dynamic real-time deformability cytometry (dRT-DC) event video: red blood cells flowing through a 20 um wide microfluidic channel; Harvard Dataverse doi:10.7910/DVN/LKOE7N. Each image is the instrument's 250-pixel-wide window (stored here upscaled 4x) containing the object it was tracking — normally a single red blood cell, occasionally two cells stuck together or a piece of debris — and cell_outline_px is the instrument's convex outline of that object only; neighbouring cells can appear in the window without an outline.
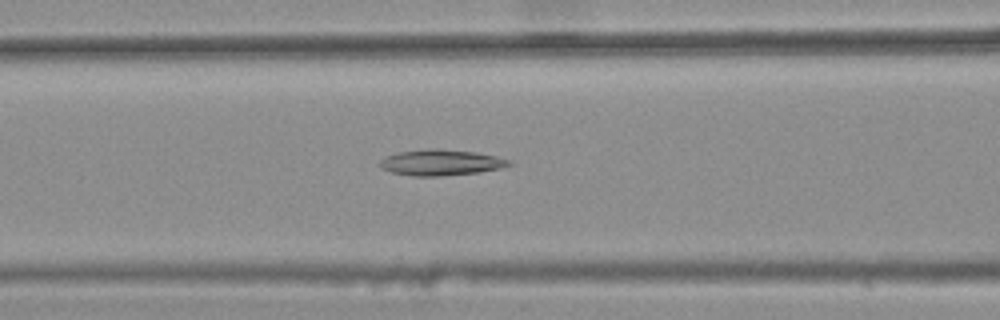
{"species": "common noctule bat (a hibernating species)", "species_latin": "Nyctalus noctula", "temperature_condition": "warm", "stored_images_in_passage": 31, "camera_frame_rate_fps": 3000, "um_per_image_px": 0.085, "animal": {"sex": "female", "body_mass_g": 25.1}, "frame": {"image": 1, "passage_image": 6, "time_ms": 1.667, "image_size_px": [1000, 320], "cell_outline_px": [[512, 164], [500, 168], [480, 172], [436, 176], [412, 176], [392, 172], [380, 168], [380, 160], [384, 156], [396, 152], [428, 148], [436, 148], [476, 152], [496, 156], [512, 160]], "centroid_in_image_um": [37.45, 13.8], "position_along_channel_um": 129.1, "area_um2": 19.65}}
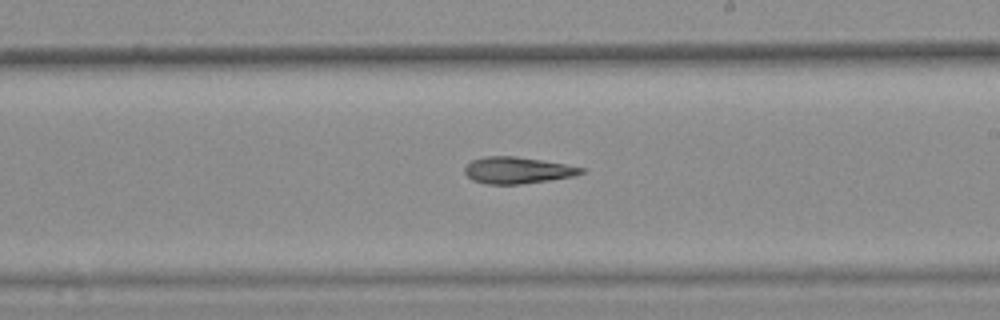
{"frame": {"image": 2, "passage_image": 15, "time_ms": 4.667, "image_size_px": [1000, 320], "cell_outline_px": [[584, 172], [572, 176], [548, 180], [520, 184], [484, 184], [472, 180], [464, 172], [464, 168], [472, 160], [484, 156], [516, 156], [564, 164], [584, 168]], "centroid_in_image_um": [43.92, 14.47], "position_along_channel_um": 245.1, "area_um2": 17.86}}
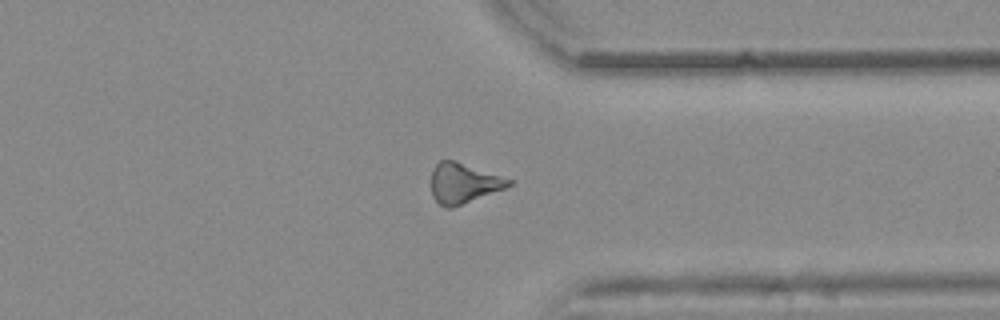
{"frame": {"image": 3, "passage_image": 25, "time_ms": 8.0, "image_size_px": [1000, 320], "cell_outline_px": [[512, 184], [504, 188], [452, 208], [444, 208], [432, 196], [432, 168], [440, 160], [456, 160], [512, 180]], "centroid_in_image_um": [39.36, 15.56], "position_along_channel_um": 372.0, "area_um2": 17.92}}